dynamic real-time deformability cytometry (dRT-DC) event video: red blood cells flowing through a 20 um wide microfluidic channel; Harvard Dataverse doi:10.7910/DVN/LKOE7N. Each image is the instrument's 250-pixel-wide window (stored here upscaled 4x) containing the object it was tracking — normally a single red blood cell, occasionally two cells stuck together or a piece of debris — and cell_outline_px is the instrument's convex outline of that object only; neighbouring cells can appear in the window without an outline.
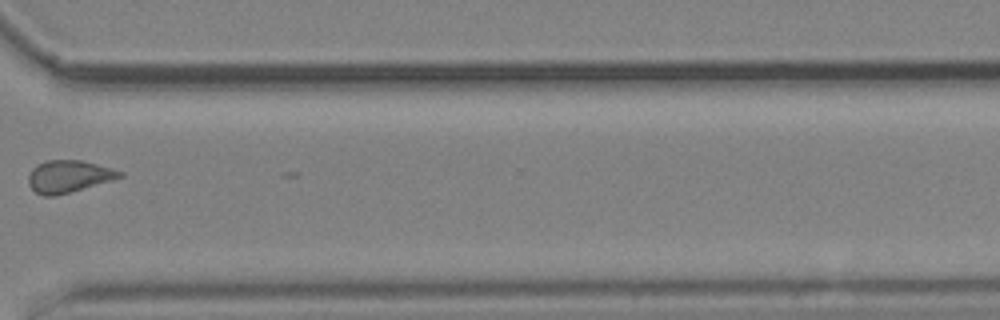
{"species": "common noctule bat (a hibernating species)", "species_latin": "Nyctalus noctula", "temperature_condition": "cold", "stored_images_in_passage": 13, "camera_frame_rate_fps": 3000, "um_per_image_px": 0.085, "animal": {"sex": "male", "body_mass_g": 19.2, "forearm_length_mm": 51.8}, "frame": {"image": 1, "passage_image": 10, "time_ms": 12.0, "image_size_px": [1000, 320], "cell_outline_px": [[124, 176], [112, 180], [56, 196], [44, 196], [36, 192], [28, 184], [28, 176], [32, 168], [36, 164], [48, 160], [80, 160], [112, 168], [124, 172]], "centroid_in_image_um": [5.83, 14.99], "position_along_channel_um": 364.8, "area_um2": 17.11}}
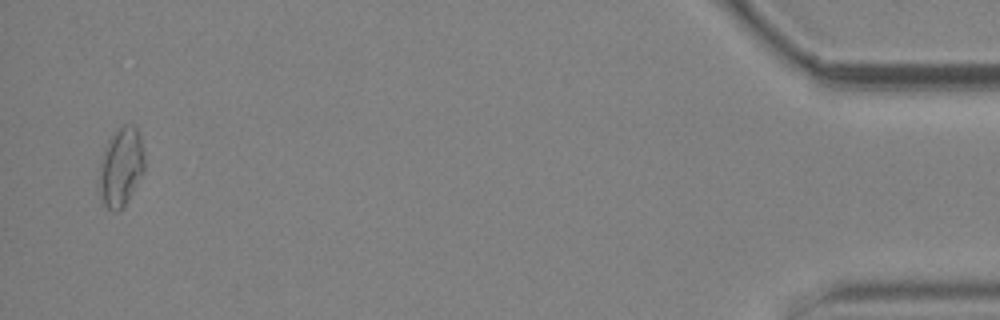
{"frame": {"image": 2, "passage_image": 13, "time_ms": 16.0, "image_size_px": [1000, 320], "cell_outline_px": [[144, 172], [128, 200], [116, 212], [112, 212], [104, 204], [96, 184], [100, 160], [104, 148], [108, 140], [124, 124], [132, 124], [136, 128], [140, 136], [144, 156]], "centroid_in_image_um": [10.25, 14.22], "position_along_channel_um": 425.0, "area_um2": 21.04}, "authors_computed_cell_mechanics": {"area_um2": 17.2822, "velocity_mm_per_s": 3.5919, "shape_relaxation_time_tau1_ms": 0.4441, "shape_relaxation_time_tau2_ms": null, "deformation_change_tau1": 0.0361, "deformation_change_tau2": null}}